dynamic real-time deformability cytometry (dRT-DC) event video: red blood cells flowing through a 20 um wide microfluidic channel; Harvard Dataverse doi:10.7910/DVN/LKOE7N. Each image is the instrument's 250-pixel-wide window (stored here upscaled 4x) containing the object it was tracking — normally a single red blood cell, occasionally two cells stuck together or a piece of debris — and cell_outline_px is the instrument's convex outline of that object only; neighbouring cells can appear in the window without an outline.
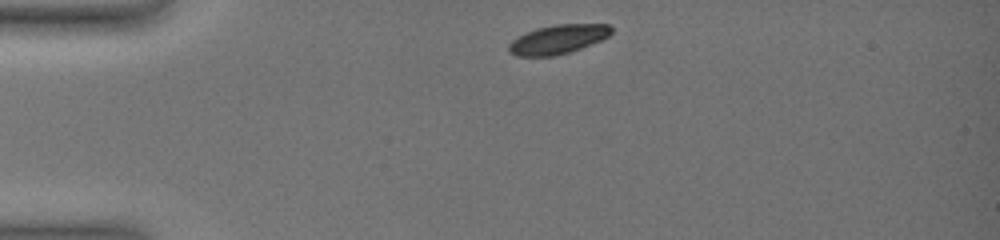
{"species": "common noctule bat (a hibernating species)", "species_latin": "Nyctalus noctula", "temperature_condition": "warm", "stored_images_in_passage": 15, "camera_frame_rate_fps": 3000, "um_per_image_px": 0.085, "animal": {"sex": "female", "body_mass_g": 19.0, "forearm_length_mm": 51.5}, "frame": {"image": 1, "passage_image": 1, "time_ms": 0.0, "image_size_px": [1000, 240], "cell_outline_px": [[612, 32], [608, 36], [600, 40], [580, 48], [556, 56], [516, 56], [508, 52], [508, 44], [512, 40], [536, 28], [556, 24], [608, 24], [612, 28]], "centroid_in_image_um": [47.4, 3.34], "position_along_channel_um": 37.6, "area_um2": 17.22}}
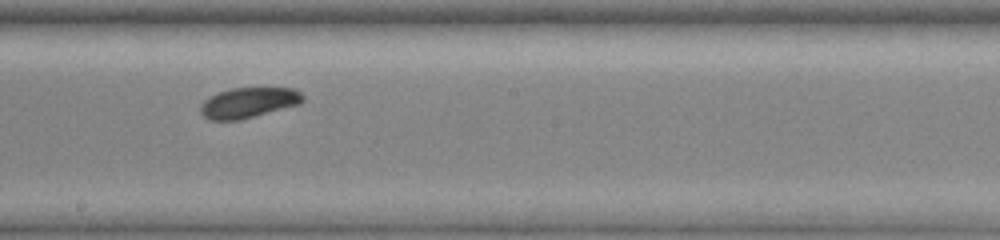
{"frame": {"image": 2, "passage_image": 10, "time_ms": 6.333, "image_size_px": [1000, 240], "cell_outline_px": [[304, 100], [300, 104], [240, 120], [208, 120], [200, 112], [200, 104], [204, 100], [220, 92], [232, 88], [296, 88], [304, 96]], "centroid_in_image_um": [21.14, 8.73], "position_along_channel_um": 227.1, "area_um2": 18.09}}
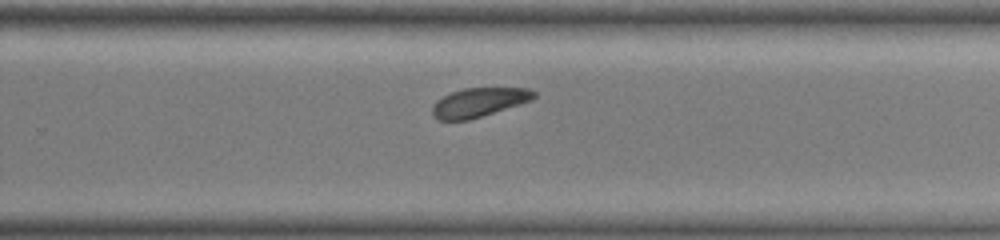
{"frame": {"image": 3, "passage_image": 14, "time_ms": 8.0, "image_size_px": [1000, 240], "cell_outline_px": [[536, 96], [532, 100], [520, 104], [468, 120], [440, 120], [432, 116], [432, 104], [436, 100], [452, 92], [464, 88], [528, 88], [536, 92]], "centroid_in_image_um": [40.69, 8.7], "position_along_channel_um": 289.1, "area_um2": 17.11}}